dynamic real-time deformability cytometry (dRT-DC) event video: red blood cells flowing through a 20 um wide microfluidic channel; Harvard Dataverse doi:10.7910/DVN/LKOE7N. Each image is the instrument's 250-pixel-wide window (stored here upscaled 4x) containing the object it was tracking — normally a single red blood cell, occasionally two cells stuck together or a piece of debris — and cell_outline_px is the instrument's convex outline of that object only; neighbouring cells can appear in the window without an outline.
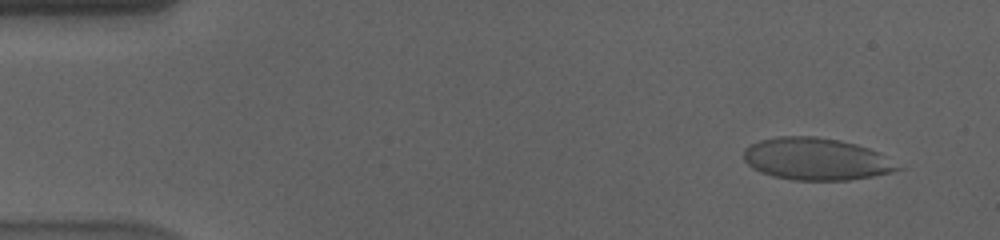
{"species": "human", "species_latin": "Homo sapiens", "temperature_condition": "cold", "stored_images_in_passage": 56, "camera_frame_rate_fps": 3000, "um_per_image_px": 0.085, "donor": {"sex": "male"}, "frame": {"image": 1, "passage_image": 4, "time_ms": 1.0, "image_size_px": [1000, 240], "cell_outline_px": [[908, 168], [892, 172], [872, 176], [848, 180], [792, 180], [772, 176], [760, 172], [752, 168], [744, 160], [744, 148], [760, 140], [776, 136], [816, 136], [840, 140], [856, 144], [868, 148]], "centroid_in_image_um": [69.38, 13.52], "position_along_channel_um": 15.6, "area_um2": 38.03}}
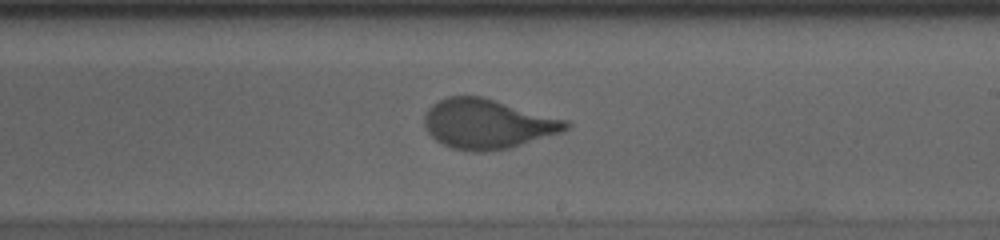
{"frame": {"image": 2, "passage_image": 33, "time_ms": 10.667, "image_size_px": [1000, 240], "cell_outline_px": [[572, 124], [564, 132], [508, 148], [488, 152], [472, 152], [452, 148], [436, 140], [428, 132], [424, 124], [424, 112], [432, 104], [448, 96], [480, 96], [568, 120]], "centroid_in_image_um": [41.44, 10.54], "position_along_channel_um": 247.6, "area_um2": 40.98}}
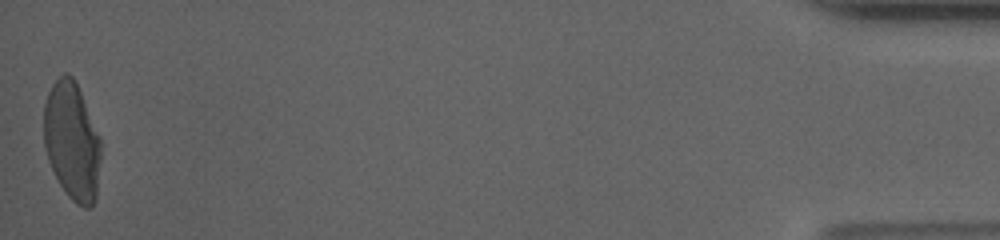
{"frame": {"image": 3, "passage_image": 56, "time_ms": 18.333, "image_size_px": [1000, 240], "cell_outline_px": [[100, 160], [96, 196], [92, 204], [88, 208], [84, 208], [76, 204], [68, 196], [60, 184], [48, 160], [44, 148], [44, 104], [48, 92], [52, 84], [64, 72], [68, 72], [72, 76], [80, 92], [100, 136]], "centroid_in_image_um": [6.11, 11.99], "position_along_channel_um": 429.1, "area_um2": 39.02}, "authors_computed_cell_mechanics": {"area_um2": 39.6219, "velocity_mm_per_s": 3.5859, "shape_relaxation_time_tau1_ms": 4.7358, "shape_relaxation_time_tau2_ms": null, "deformation_change_tau1": 0.1771, "deformation_change_tau2": null}}